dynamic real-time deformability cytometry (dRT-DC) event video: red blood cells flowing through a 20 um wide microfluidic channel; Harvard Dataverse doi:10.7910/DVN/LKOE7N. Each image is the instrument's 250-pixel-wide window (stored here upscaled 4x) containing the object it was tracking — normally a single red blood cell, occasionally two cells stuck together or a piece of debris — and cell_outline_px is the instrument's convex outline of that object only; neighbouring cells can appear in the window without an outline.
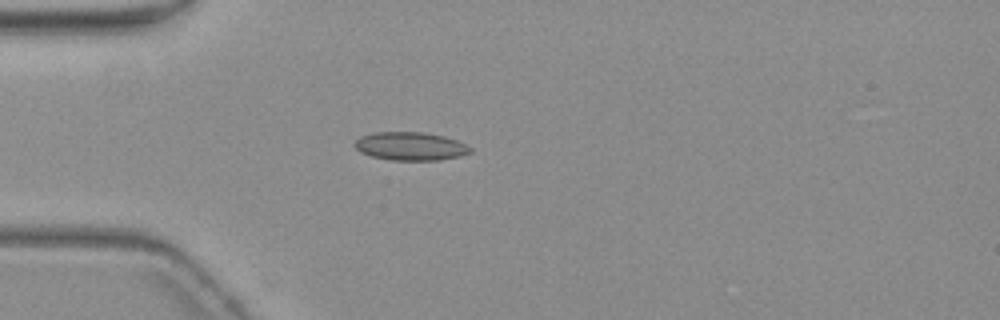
{"species": "common noctule bat (a hibernating species)", "species_latin": "Nyctalus noctula", "temperature_condition": "warm", "stored_images_in_passage": 4, "camera_frame_rate_fps": 3000, "um_per_image_px": 0.085, "animal": {"sex": "female", "body_mass_g": 19.3, "forearm_length_mm": 54.1}, "frame": {"image": 1, "passage_image": 4, "time_ms": 3.667, "image_size_px": [1000, 320], "cell_outline_px": [[472, 152], [460, 156], [440, 160], [392, 160], [372, 156], [360, 152], [352, 144], [360, 136], [376, 132], [424, 132], [444, 136], [456, 140], [472, 148]], "centroid_in_image_um": [34.88, 12.43], "position_along_channel_um": 50.1, "area_um2": 19.07}}